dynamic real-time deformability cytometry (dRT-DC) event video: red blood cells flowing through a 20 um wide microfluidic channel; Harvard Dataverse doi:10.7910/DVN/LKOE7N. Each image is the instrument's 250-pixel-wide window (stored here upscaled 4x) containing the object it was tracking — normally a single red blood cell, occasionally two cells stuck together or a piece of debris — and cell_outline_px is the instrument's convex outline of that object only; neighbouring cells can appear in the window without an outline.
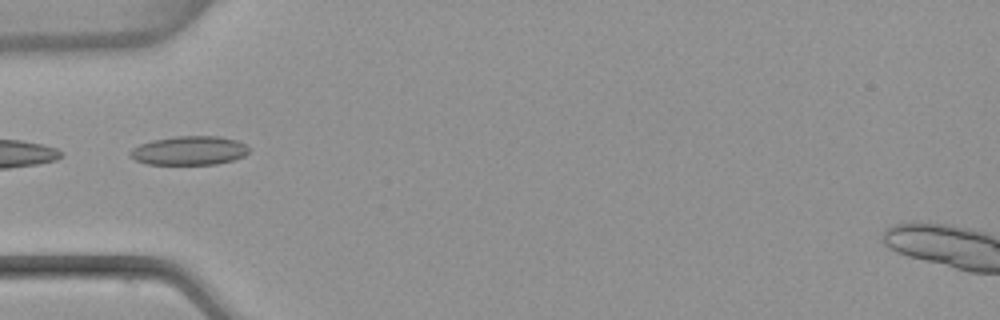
{"species": "common noctule bat (a hibernating species)", "species_latin": "Nyctalus noctula", "temperature_condition": "warm", "stored_images_in_passage": 6, "camera_frame_rate_fps": 3000, "um_per_image_px": 0.085, "animal": {"sex": "female", "body_mass_g": 22.7, "forearm_length_mm": 54.2}, "frame": {"image": 1, "passage_image": 4, "time_ms": 1.0, "image_size_px": [1000, 320], "cell_outline_px": [[248, 152], [244, 156], [232, 160], [216, 164], [148, 164], [136, 160], [128, 156], [128, 152], [132, 148], [140, 144], [152, 140], [176, 136], [220, 136], [236, 140], [244, 144], [248, 148]], "centroid_in_image_um": [16.05, 12.79], "position_along_channel_um": 68.9, "area_um2": 20.0}}
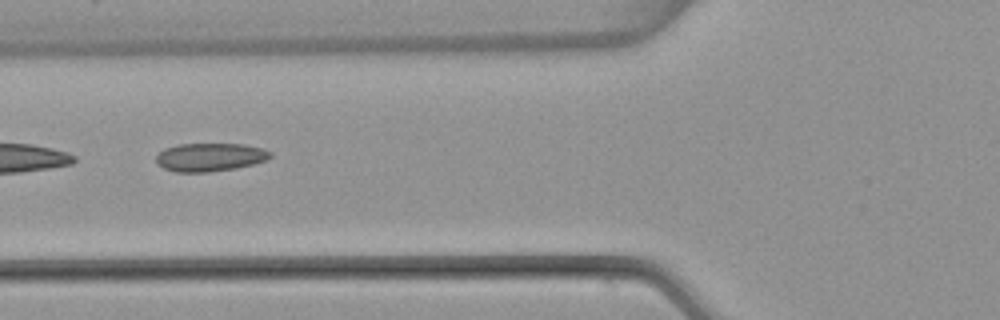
{"frame": {"image": 2, "passage_image": 5, "time_ms": 1.333, "image_size_px": [1000, 320], "cell_outline_px": [[272, 156], [264, 160], [252, 164], [236, 168], [208, 172], [176, 172], [164, 168], [156, 164], [156, 156], [164, 148], [180, 144], [244, 144], [264, 148], [272, 152]], "centroid_in_image_um": [17.84, 13.35], "position_along_channel_um": 108.0, "area_um2": 18.84}}
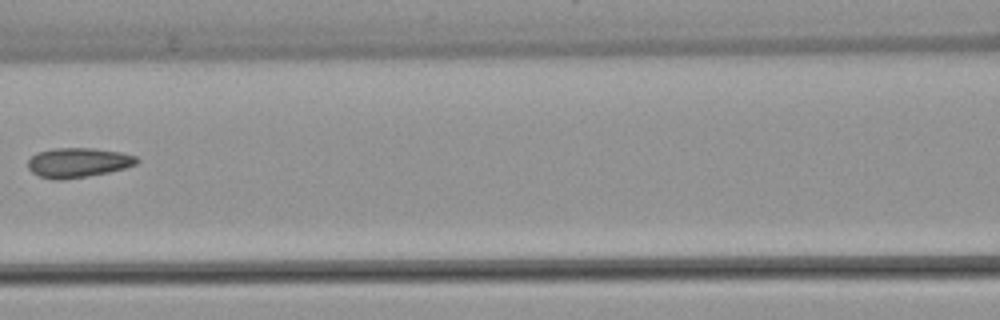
{"frame": {"image": 3, "passage_image": 6, "time_ms": 1.667, "image_size_px": [1000, 320], "cell_outline_px": [[140, 160], [136, 164], [124, 168], [108, 172], [88, 176], [60, 180], [52, 180], [40, 176], [32, 172], [28, 168], [28, 160], [36, 152], [56, 148], [96, 148], [120, 152], [136, 156]], "centroid_in_image_um": [6.63, 13.82], "position_along_channel_um": 160.0, "area_um2": 18.84}}